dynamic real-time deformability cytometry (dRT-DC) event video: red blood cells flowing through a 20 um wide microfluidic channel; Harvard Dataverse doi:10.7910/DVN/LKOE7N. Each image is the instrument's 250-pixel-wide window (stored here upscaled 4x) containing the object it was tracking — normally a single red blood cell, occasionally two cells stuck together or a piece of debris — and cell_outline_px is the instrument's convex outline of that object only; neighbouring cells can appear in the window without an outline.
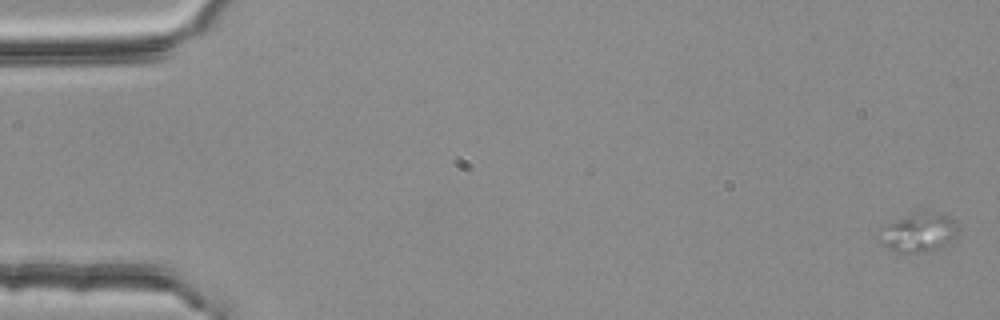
{"species": "common noctule bat (a hibernating species)", "species_latin": "Nyctalus noctula", "temperature_condition": "room temperature", "stored_images_in_passage": 3, "camera_frame_rate_fps": 3000, "um_per_image_px": 0.085, "animal": {"sex": "female", "body_mass_g": 25.1}, "frame": {"image": 1, "passage_image": 3, "time_ms": 0.667, "image_size_px": [1000, 320], "cell_outline_px": [[956, 236], [952, 244], [932, 252], [896, 252], [884, 244], [876, 232], [884, 224], [916, 212], [940, 212], [956, 220]], "centroid_in_image_um": [78.12, 19.77], "position_along_channel_um": 6.9, "area_um2": 18.26}}